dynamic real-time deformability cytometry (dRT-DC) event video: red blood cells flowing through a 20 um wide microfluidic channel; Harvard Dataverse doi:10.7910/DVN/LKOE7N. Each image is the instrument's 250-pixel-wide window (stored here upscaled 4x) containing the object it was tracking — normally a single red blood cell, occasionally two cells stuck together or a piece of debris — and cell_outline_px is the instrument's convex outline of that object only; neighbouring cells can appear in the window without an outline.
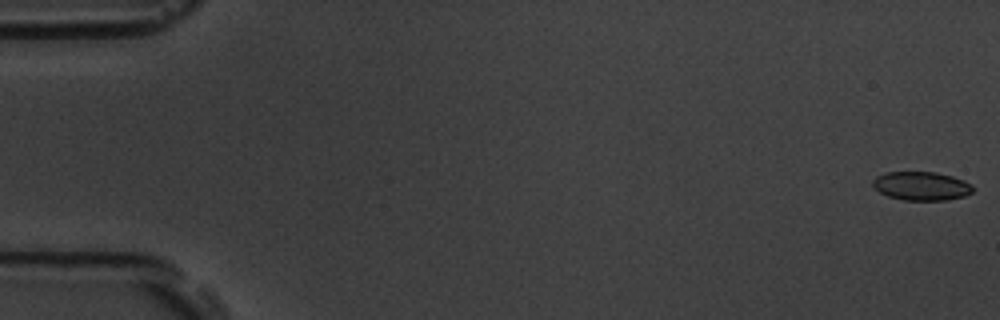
{"species": "common noctule bat (a hibernating species)", "species_latin": "Nyctalus noctula", "temperature_condition": "room temperature", "stored_images_in_passage": 56, "camera_frame_rate_fps": 3000, "um_per_image_px": 0.085, "animal": {"sex": "male", "body_mass_g": 19.5, "forearm_length_mm": 54.6}, "frame": {"image": 1, "passage_image": 1, "time_ms": 0.0, "image_size_px": [1000, 320], "cell_outline_px": [[972, 192], [964, 196], [944, 200], [904, 200], [888, 196], [880, 192], [872, 184], [872, 180], [876, 176], [884, 172], [936, 172], [952, 176], [964, 180], [972, 184]], "centroid_in_image_um": [78.31, 15.8], "position_along_channel_um": 6.7, "area_um2": 16.7}}
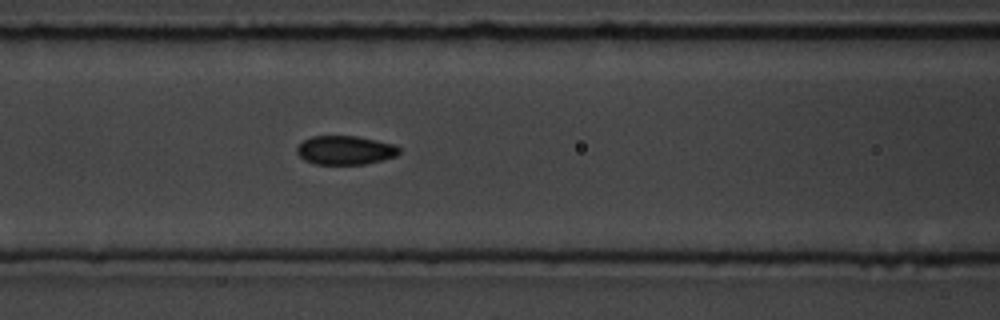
{"frame": {"image": 2, "passage_image": 24, "time_ms": 7.667, "image_size_px": [1000, 320], "cell_outline_px": [[400, 152], [396, 156], [364, 164], [316, 164], [304, 160], [296, 152], [296, 148], [304, 140], [312, 136], [356, 136], [396, 144], [400, 148]], "centroid_in_image_um": [29.35, 12.76], "position_along_channel_um": 137.3, "area_um2": 17.17}}
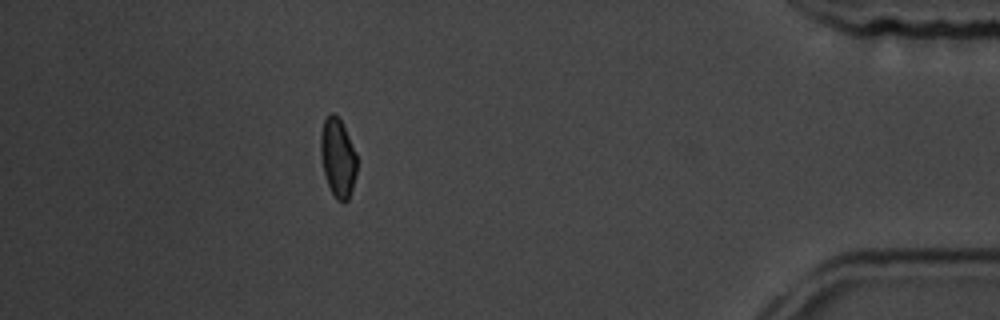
{"frame": {"image": 3, "passage_image": 50, "time_ms": 16.333, "image_size_px": [1000, 320], "cell_outline_px": [[356, 176], [348, 200], [336, 200], [328, 184], [324, 172], [320, 152], [320, 136], [324, 120], [332, 112], [340, 120], [348, 136], [356, 156]], "centroid_in_image_um": [28.7, 13.42], "position_along_channel_um": 406.5, "area_um2": 16.18}, "authors_computed_cell_mechanics": {"area_um2": 17.1666, "velocity_mm_per_s": 3.6916, "shape_relaxation_time_tau1_ms": null, "shape_relaxation_time_tau2_ms": 5.1574, "deformation_change_tau1": null, "deformation_change_tau2": 0.0814}}